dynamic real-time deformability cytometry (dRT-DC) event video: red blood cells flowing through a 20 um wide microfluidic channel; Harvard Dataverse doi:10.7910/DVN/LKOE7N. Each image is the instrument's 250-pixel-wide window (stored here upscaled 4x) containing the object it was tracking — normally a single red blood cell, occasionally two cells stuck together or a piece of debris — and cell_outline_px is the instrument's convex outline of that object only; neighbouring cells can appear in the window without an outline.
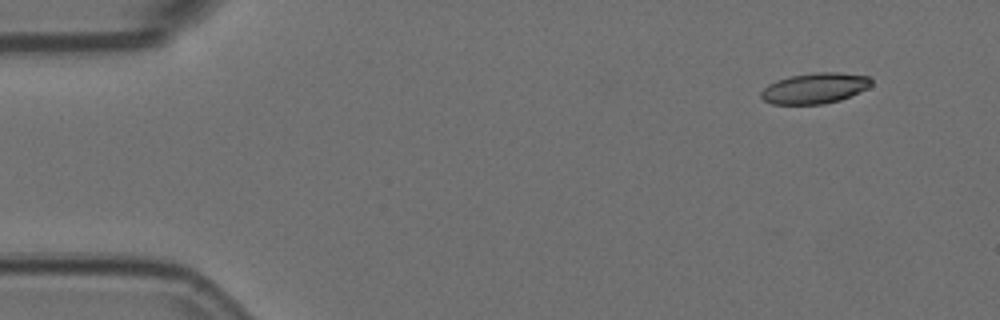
{"species": "Egyptian fruit bat (a non-hibernating species)", "species_latin": "Rousettus aegyptiacus", "temperature_condition": "room temperature", "stored_images_in_passage": 5, "camera_frame_rate_fps": 3000, "um_per_image_px": 0.085, "animal": {"sex": "female"}, "frame": {"image": 1, "passage_image": 2, "time_ms": 0.333, "image_size_px": [1000, 320], "cell_outline_px": [[872, 84], [868, 88], [840, 100], [824, 104], [772, 104], [764, 100], [760, 96], [760, 92], [768, 84], [776, 80], [792, 76], [812, 72], [840, 72], [872, 76]], "centroid_in_image_um": [69.28, 7.49], "position_along_channel_um": 15.7, "area_um2": 19.88}}
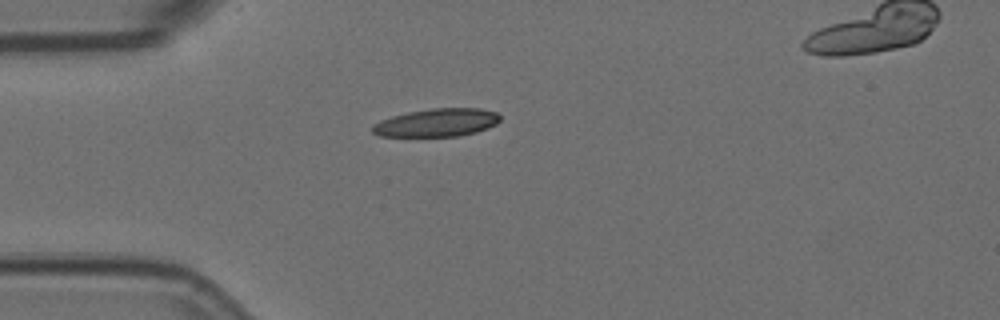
{"frame": {"image": 2, "passage_image": 4, "time_ms": 1.0, "image_size_px": [1000, 320], "cell_outline_px": [[500, 120], [496, 124], [488, 128], [476, 132], [460, 136], [380, 136], [372, 132], [372, 124], [380, 120], [392, 116], [408, 112], [432, 108], [480, 108], [496, 112], [500, 116]], "centroid_in_image_um": [37.14, 10.42], "position_along_channel_um": 47.9, "area_um2": 20.92}}